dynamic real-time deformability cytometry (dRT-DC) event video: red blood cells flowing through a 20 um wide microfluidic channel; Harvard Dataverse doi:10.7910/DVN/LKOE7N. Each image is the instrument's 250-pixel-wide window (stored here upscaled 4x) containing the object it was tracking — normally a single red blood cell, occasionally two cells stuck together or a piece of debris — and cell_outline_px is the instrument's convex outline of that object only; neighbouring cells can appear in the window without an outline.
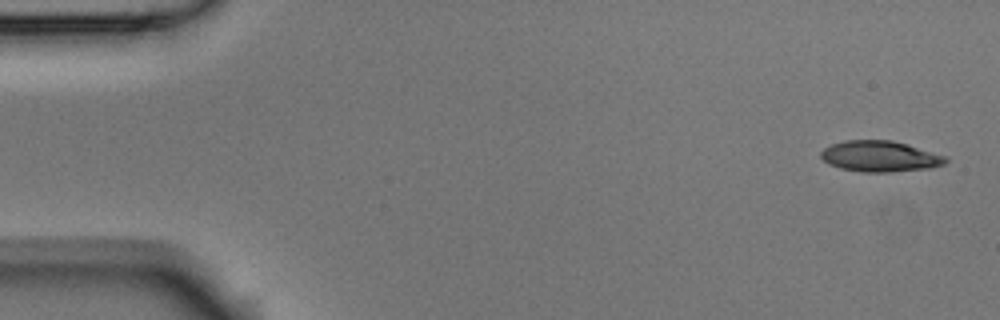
{"species": "Egyptian fruit bat (a non-hibernating species)", "species_latin": "Rousettus aegyptiacus", "temperature_condition": "room temperature", "stored_images_in_passage": 4, "camera_frame_rate_fps": 3000, "um_per_image_px": 0.085, "animal": {"sex": "male"}, "frame": {"image": 1, "passage_image": 1, "time_ms": 0.0, "image_size_px": [1000, 320], "cell_outline_px": [[948, 160], [944, 164], [932, 168], [888, 172], [860, 172], [840, 168], [828, 164], [820, 156], [820, 152], [824, 148], [832, 144], [844, 140], [892, 140], [908, 144], [948, 156]], "centroid_in_image_um": [74.82, 13.29], "position_along_channel_um": 10.2, "area_um2": 22.72}}
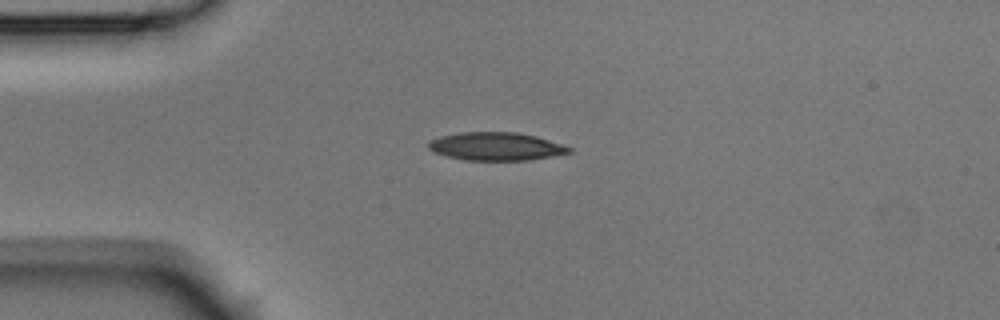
{"frame": {"image": 2, "passage_image": 4, "time_ms": 1.0, "image_size_px": [1000, 320], "cell_outline_px": [[572, 152], [552, 156], [528, 160], [464, 160], [432, 152], [428, 148], [428, 140], [440, 136], [460, 132], [516, 132], [536, 136], [564, 144], [572, 148]], "centroid_in_image_um": [42.15, 12.44], "position_along_channel_um": 42.8, "area_um2": 23.18}}